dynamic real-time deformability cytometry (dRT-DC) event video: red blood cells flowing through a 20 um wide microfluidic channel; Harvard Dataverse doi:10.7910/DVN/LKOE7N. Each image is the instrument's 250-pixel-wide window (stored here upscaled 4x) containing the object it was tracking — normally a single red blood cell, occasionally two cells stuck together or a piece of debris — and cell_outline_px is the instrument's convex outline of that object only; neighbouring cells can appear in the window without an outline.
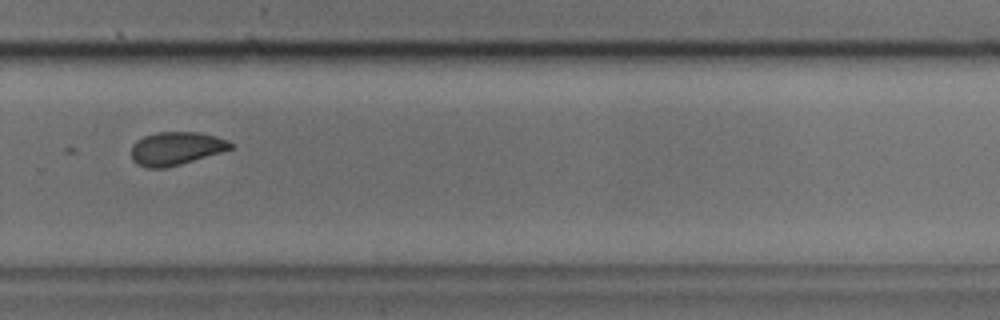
{"species": "common noctule bat (a hibernating species)", "species_latin": "Nyctalus noctula", "temperature_condition": "cold", "stored_images_in_passage": 26, "camera_frame_rate_fps": 3000, "um_per_image_px": 0.085, "animal": {"sex": "male", "body_mass_g": 17.9, "forearm_length_mm": 54.2}, "frame": {"image": 1, "passage_image": 22, "time_ms": 7.0, "image_size_px": [1000, 320], "cell_outline_px": [[236, 144], [232, 148], [220, 152], [180, 164], [164, 168], [148, 168], [136, 164], [132, 160], [132, 144], [136, 140], [144, 136], [160, 132], [200, 132], [216, 136], [228, 140]], "centroid_in_image_um": [14.96, 12.61], "position_along_channel_um": 314.8, "area_um2": 19.19}}